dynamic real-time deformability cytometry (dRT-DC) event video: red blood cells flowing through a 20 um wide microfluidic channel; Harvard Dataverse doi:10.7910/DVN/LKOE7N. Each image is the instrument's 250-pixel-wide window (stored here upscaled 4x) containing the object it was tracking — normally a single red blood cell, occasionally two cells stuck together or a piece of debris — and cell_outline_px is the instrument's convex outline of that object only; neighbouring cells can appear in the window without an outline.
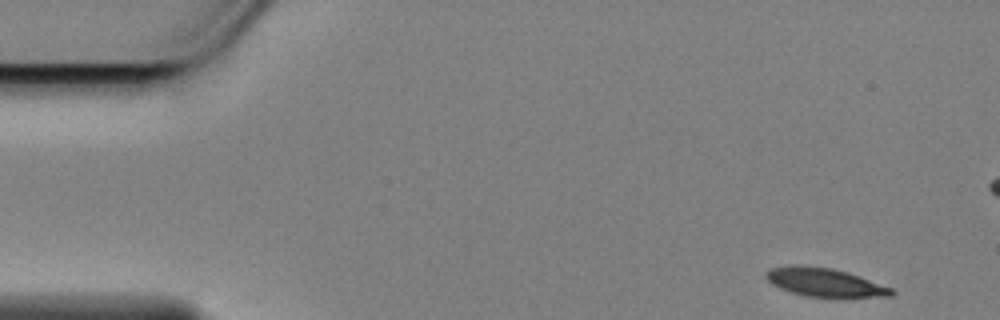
{"species": "Egyptian fruit bat (a non-hibernating species)", "species_latin": "Rousettus aegyptiacus", "temperature_condition": "cold", "stored_images_in_passage": 56, "camera_frame_rate_fps": 3000, "um_per_image_px": 0.085, "animal": {"sex": "female"}, "frame": {"image": 1, "passage_image": 1, "time_ms": 0.0, "image_size_px": [1000, 320], "cell_outline_px": [[896, 292], [892, 296], [804, 296], [780, 288], [772, 284], [764, 276], [764, 272], [768, 268], [792, 264], [796, 264], [832, 268], [848, 272], [860, 276], [892, 288]], "centroid_in_image_um": [70.03, 23.96], "position_along_channel_um": 15.0, "area_um2": 20.75}}
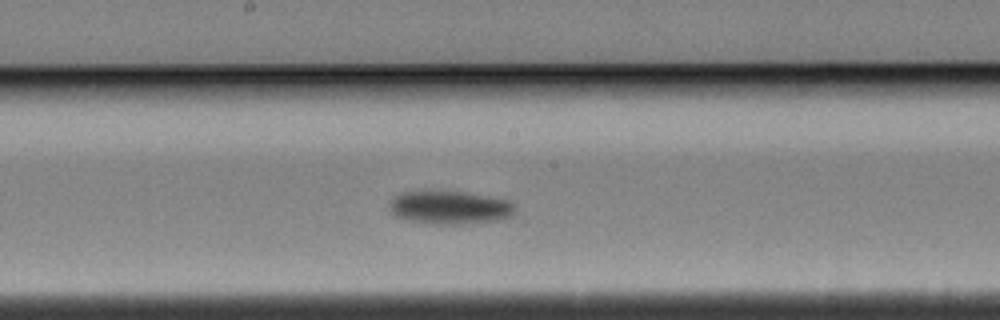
{"frame": {"image": 2, "passage_image": 27, "time_ms": 8.667, "image_size_px": [1000, 320], "cell_outline_px": [[516, 212], [512, 216], [496, 220], [460, 224], [436, 224], [408, 220], [396, 216], [392, 212], [388, 204], [388, 200], [400, 192], [464, 192], [508, 200], [516, 204]], "centroid_in_image_um": [38.24, 17.64], "position_along_channel_um": 210.0, "area_um2": 24.22}}
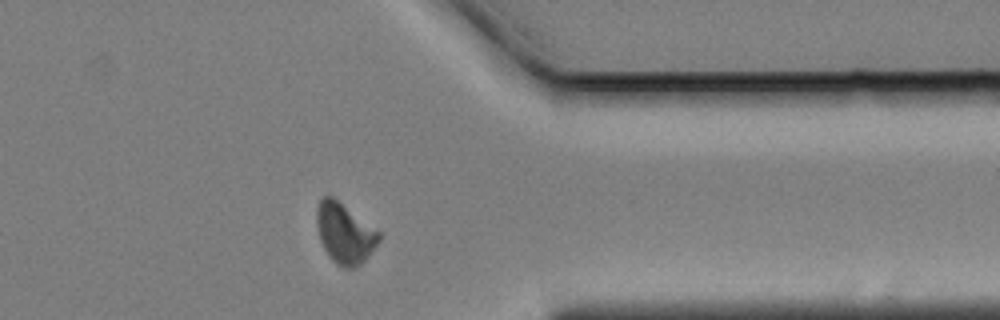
{"frame": {"image": 3, "passage_image": 43, "time_ms": 14.0, "image_size_px": [1000, 320], "cell_outline_px": [[380, 240], [368, 256], [356, 268], [344, 268], [336, 264], [328, 256], [320, 240], [316, 224], [316, 212], [320, 200], [324, 196], [332, 196], [380, 232]], "centroid_in_image_um": [29.28, 19.85], "position_along_channel_um": 382.1, "area_um2": 21.68}, "authors_computed_cell_mechanics": {"area_um2": 22.9177, "velocity_mm_per_s": 3.4174, "shape_relaxation_time_tau1_ms": 3.0592, "shape_relaxation_time_tau2_ms": null, "deformation_change_tau1": 0.1208, "deformation_change_tau2": null}}